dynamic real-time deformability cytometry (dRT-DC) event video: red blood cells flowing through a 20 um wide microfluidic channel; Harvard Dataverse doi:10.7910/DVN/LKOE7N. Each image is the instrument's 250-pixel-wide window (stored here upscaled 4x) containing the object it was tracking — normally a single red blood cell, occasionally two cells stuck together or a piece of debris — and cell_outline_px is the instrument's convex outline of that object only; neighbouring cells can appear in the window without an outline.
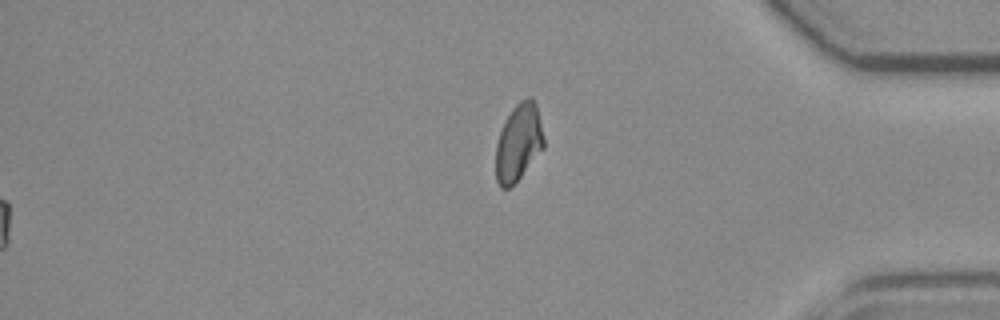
{"species": "common noctule bat (a hibernating species)", "species_latin": "Nyctalus noctula", "temperature_condition": "room temperature", "stored_images_in_passage": 50, "segment_of_instrument_passage": [2, 2], "camera_frame_rate_fps": 3000, "um_per_image_px": 0.085, "animal": {"sex": "female", "body_mass_g": 19.3, "forearm_length_mm": 54.1}, "frame": {"image": 1, "passage_image": 50, "time_ms": 16.333, "image_size_px": [1000, 320], "cell_outline_px": [[544, 148], [520, 176], [508, 188], [500, 188], [496, 180], [496, 144], [504, 120], [512, 108], [520, 100], [528, 96], [532, 96], [536, 104], [544, 140]], "centroid_in_image_um": [44.06, 12.07], "position_along_channel_um": 391.1, "area_um2": 21.44}}